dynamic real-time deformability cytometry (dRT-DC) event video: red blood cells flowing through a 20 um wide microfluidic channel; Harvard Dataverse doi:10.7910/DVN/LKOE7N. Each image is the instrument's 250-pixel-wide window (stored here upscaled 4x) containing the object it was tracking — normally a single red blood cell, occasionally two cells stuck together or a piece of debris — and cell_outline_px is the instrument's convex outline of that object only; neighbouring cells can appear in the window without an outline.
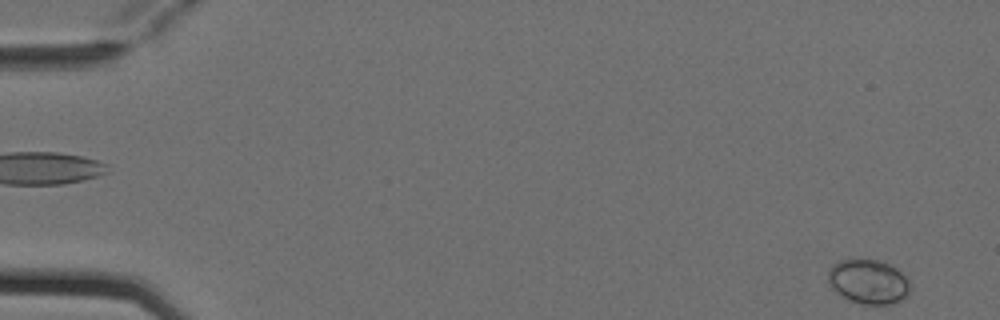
{"species": "Egyptian fruit bat (a non-hibernating species)", "species_latin": "Rousettus aegyptiacus", "temperature_condition": "cold", "stored_images_in_passage": 4, "segment_of_instrument_passage": [2, 2], "camera_frame_rate_fps": 3000, "um_per_image_px": 0.085, "animal": {"sex": "female"}, "frame": {"image": 1, "passage_image": 4, "time_ms": 1.0, "image_size_px": [1000, 320], "cell_outline_px": [[912, 284], [908, 296], [904, 300], [892, 304], [860, 304], [848, 300], [840, 296], [832, 288], [828, 280], [828, 272], [832, 264], [840, 260], [880, 260], [896, 268]], "centroid_in_image_um": [73.83, 23.97], "position_along_channel_um": 11.2, "area_um2": 21.5}}